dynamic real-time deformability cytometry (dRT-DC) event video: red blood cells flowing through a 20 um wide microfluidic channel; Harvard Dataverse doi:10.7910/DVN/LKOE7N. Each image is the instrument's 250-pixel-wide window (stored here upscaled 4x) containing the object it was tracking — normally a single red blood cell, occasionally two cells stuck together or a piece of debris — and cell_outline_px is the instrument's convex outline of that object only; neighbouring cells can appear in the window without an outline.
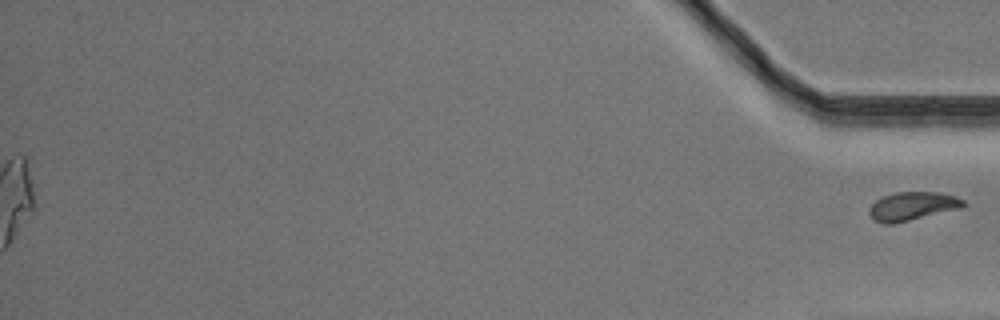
{"species": "Egyptian fruit bat (a non-hibernating species)", "species_latin": "Rousettus aegyptiacus", "temperature_condition": "warm", "stored_images_in_passage": 40, "segment_of_instrument_passage": [2, 2], "camera_frame_rate_fps": 3000, "um_per_image_px": 0.085, "animal": {"sex": "male"}, "frame": {"image": 1, "passage_image": 40, "time_ms": 13.0, "image_size_px": [1000, 320], "cell_outline_px": [[968, 204], [960, 208], [892, 224], [884, 224], [876, 220], [868, 212], [868, 208], [876, 200], [884, 196], [896, 192], [940, 192], [956, 196], [964, 200]], "centroid_in_image_um": [77.57, 17.51], "position_along_channel_um": 357.6, "area_um2": 15.49}}